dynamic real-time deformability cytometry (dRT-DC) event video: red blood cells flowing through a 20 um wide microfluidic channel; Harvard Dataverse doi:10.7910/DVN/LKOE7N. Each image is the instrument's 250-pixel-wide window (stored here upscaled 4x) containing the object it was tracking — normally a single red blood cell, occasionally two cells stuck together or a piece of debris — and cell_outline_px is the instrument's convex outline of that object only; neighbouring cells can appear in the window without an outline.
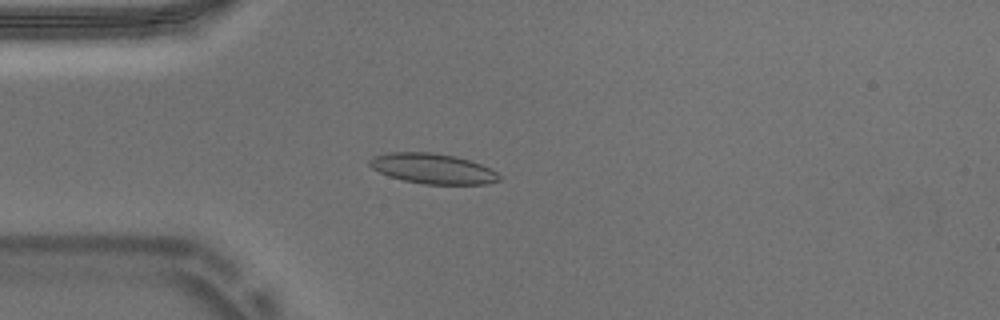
{"species": "Egyptian fruit bat (a non-hibernating species)", "species_latin": "Rousettus aegyptiacus", "temperature_condition": "warm", "stored_images_in_passage": 54, "camera_frame_rate_fps": 3000, "um_per_image_px": 0.085, "animal": {"sex": "male"}, "frame": {"image": 1, "passage_image": 14, "time_ms": 4.333, "image_size_px": [1000, 320], "cell_outline_px": [[500, 180], [488, 184], [424, 184], [404, 180], [388, 176], [372, 168], [368, 164], [368, 160], [372, 156], [388, 152], [432, 152], [456, 156], [480, 164], [496, 172], [500, 176]], "centroid_in_image_um": [36.74, 14.32], "position_along_channel_um": 48.3, "area_um2": 22.83}}
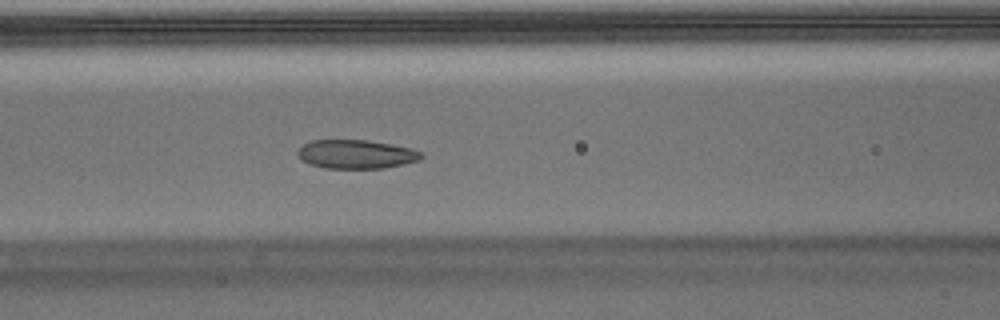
{"frame": {"image": 2, "passage_image": 22, "time_ms": 7.0, "image_size_px": [1000, 320], "cell_outline_px": [[424, 156], [420, 160], [404, 164], [384, 168], [324, 168], [308, 164], [300, 160], [296, 156], [296, 152], [304, 144], [312, 140], [368, 140], [392, 144], [412, 148], [420, 152]], "centroid_in_image_um": [30.25, 13.11], "position_along_channel_um": 136.3, "area_um2": 20.98}}
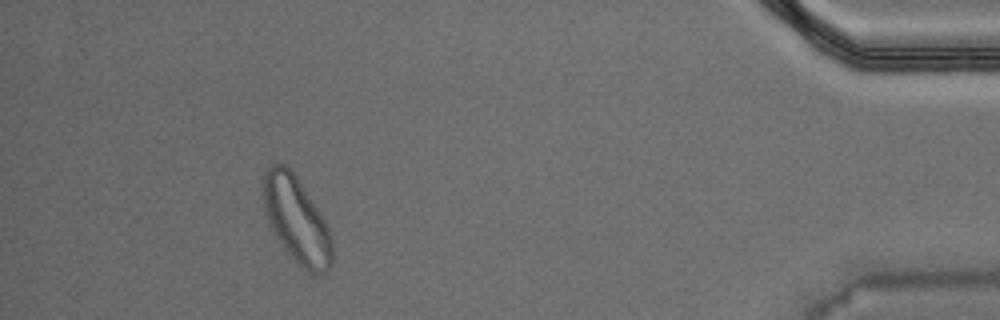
{"frame": {"image": 3, "passage_image": 49, "time_ms": 16.0, "image_size_px": [1000, 320], "cell_outline_px": [[332, 264], [324, 272], [312, 276], [288, 252], [280, 240], [268, 220], [264, 208], [264, 172], [272, 164], [284, 164], [296, 176], [324, 220], [328, 228], [332, 240]], "centroid_in_image_um": [25.23, 18.7], "position_along_channel_um": 410.0, "area_um2": 33.41}, "authors_computed_cell_mechanics": {"area_um2": 22.4264, "velocity_mm_per_s": 3.7065, "shape_relaxation_time_tau1_ms": null, "shape_relaxation_time_tau2_ms": 1.9538, "deformation_change_tau1": null, "deformation_change_tau2": 0.0813}}